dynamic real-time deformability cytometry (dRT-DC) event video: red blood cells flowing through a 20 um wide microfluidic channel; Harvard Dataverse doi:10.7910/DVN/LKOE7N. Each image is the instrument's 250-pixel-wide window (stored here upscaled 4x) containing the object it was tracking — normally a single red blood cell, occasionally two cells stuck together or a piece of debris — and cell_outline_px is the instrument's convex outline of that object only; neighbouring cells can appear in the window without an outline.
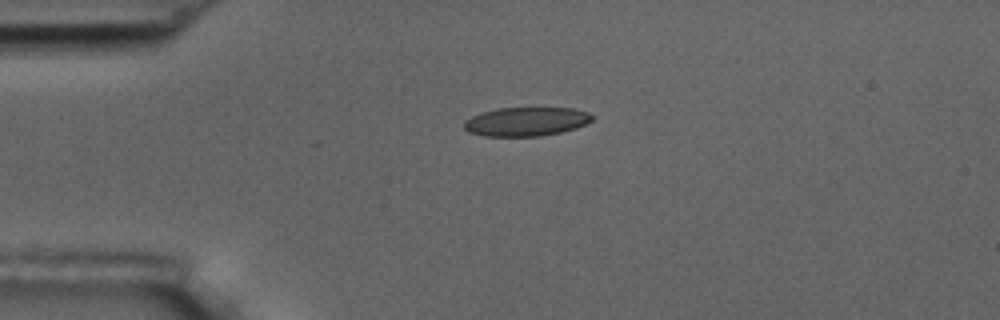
{"species": "common noctule bat (a hibernating species)", "species_latin": "Nyctalus noctula", "temperature_condition": "room temperature", "stored_images_in_passage": 4, "camera_frame_rate_fps": 3000, "um_per_image_px": 0.085, "animal": {"sex": "male", "body_mass_g": 17.5, "forearm_length_mm": 52.3}, "frame": {"image": 1, "passage_image": 4, "time_ms": 4.333, "image_size_px": [1000, 320], "cell_outline_px": [[592, 120], [576, 128], [560, 132], [540, 136], [484, 136], [468, 132], [464, 128], [464, 120], [480, 112], [496, 108], [572, 108], [588, 112], [592, 116]], "centroid_in_image_um": [44.68, 10.33], "position_along_channel_um": 40.3, "area_um2": 21.56}}